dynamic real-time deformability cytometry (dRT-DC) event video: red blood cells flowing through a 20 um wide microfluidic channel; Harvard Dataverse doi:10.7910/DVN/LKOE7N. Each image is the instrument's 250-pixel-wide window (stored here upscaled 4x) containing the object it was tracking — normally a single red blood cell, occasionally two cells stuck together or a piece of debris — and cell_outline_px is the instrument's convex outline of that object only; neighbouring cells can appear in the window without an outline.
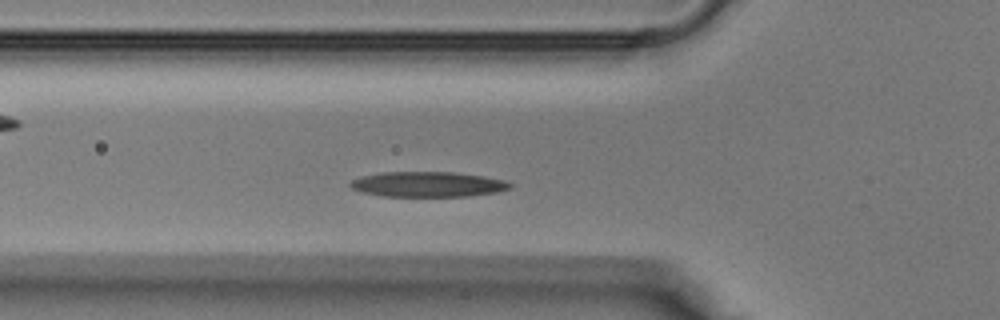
{"species": "Egyptian fruit bat (a non-hibernating species)", "species_latin": "Rousettus aegyptiacus", "temperature_condition": "warm", "stored_images_in_passage": 34, "camera_frame_rate_fps": 3000, "um_per_image_px": 0.085, "animal": {"sex": "male"}, "frame": {"image": 1, "passage_image": 7, "time_ms": 2.0, "image_size_px": [1000, 320], "cell_outline_px": [[512, 188], [496, 192], [468, 196], [384, 196], [360, 192], [352, 188], [348, 184], [352, 180], [360, 176], [380, 172], [452, 172], [484, 176], [504, 180], [512, 184]], "centroid_in_image_um": [36.34, 15.66], "position_along_channel_um": 89.5, "area_um2": 23.52}}
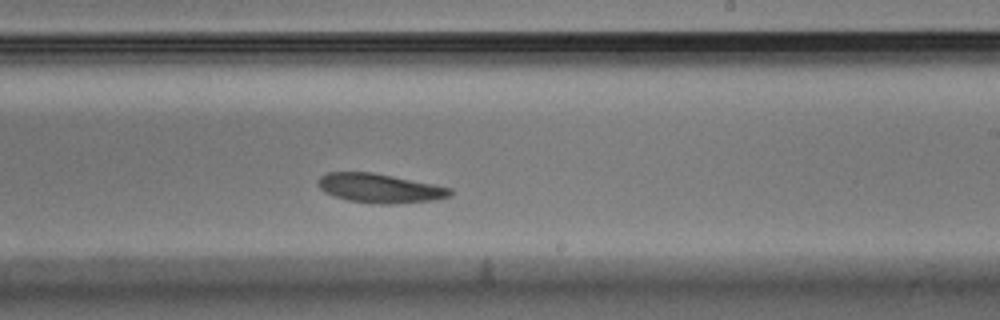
{"frame": {"image": 2, "passage_image": 17, "time_ms": 5.333, "image_size_px": [1000, 320], "cell_outline_px": [[452, 196], [436, 200], [388, 204], [380, 204], [348, 200], [324, 192], [316, 184], [316, 180], [320, 176], [328, 172], [372, 172], [436, 184], [452, 188]], "centroid_in_image_um": [32.3, 15.99], "position_along_channel_um": 256.7, "area_um2": 22.6}}
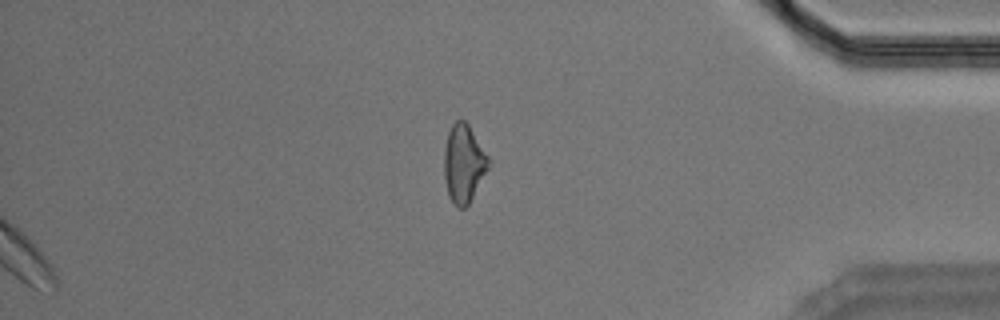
{"frame": {"image": 3, "passage_image": 34, "time_ms": 11.0, "image_size_px": [1000, 320], "cell_outline_px": [[492, 164], [468, 204], [464, 208], [456, 208], [448, 196], [444, 176], [444, 148], [448, 132], [452, 124], [456, 120], [464, 120], [468, 124], [488, 156]], "centroid_in_image_um": [39.41, 13.92], "position_along_channel_um": 395.8, "area_um2": 20.35}}